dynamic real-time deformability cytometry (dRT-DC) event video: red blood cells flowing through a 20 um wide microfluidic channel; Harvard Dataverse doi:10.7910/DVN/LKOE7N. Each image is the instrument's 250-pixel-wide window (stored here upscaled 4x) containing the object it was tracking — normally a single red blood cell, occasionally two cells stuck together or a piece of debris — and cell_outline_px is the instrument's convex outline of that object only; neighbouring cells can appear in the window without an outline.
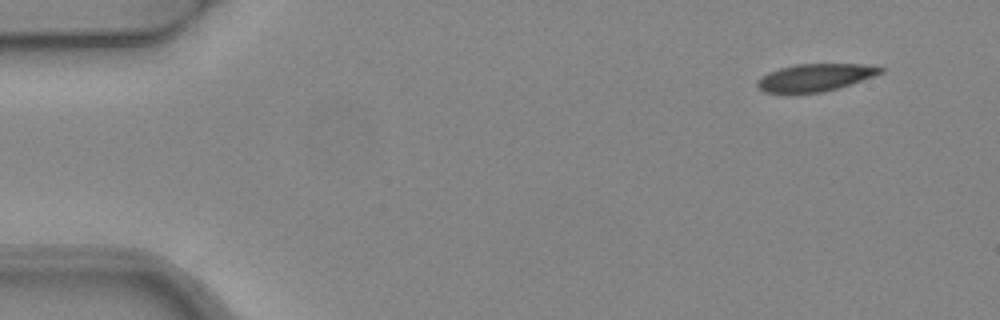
{"species": "common noctule bat (a hibernating species)", "species_latin": "Nyctalus noctula", "temperature_condition": "warm", "stored_images_in_passage": 5, "camera_frame_rate_fps": 3000, "um_per_image_px": 0.085, "animal": {"sex": "female", "body_mass_g": 24.6, "forearm_length_mm": 56.2}, "frame": {"image": 1, "passage_image": 1, "time_ms": 0.0, "image_size_px": [1000, 320], "cell_outline_px": [[884, 72], [852, 84], [840, 88], [824, 92], [792, 96], [788, 96], [764, 92], [756, 88], [756, 80], [760, 76], [768, 72], [780, 68], [796, 64], [864, 64], [884, 68]], "centroid_in_image_um": [69.19, 6.64], "position_along_channel_um": 15.8, "area_um2": 20.69}}
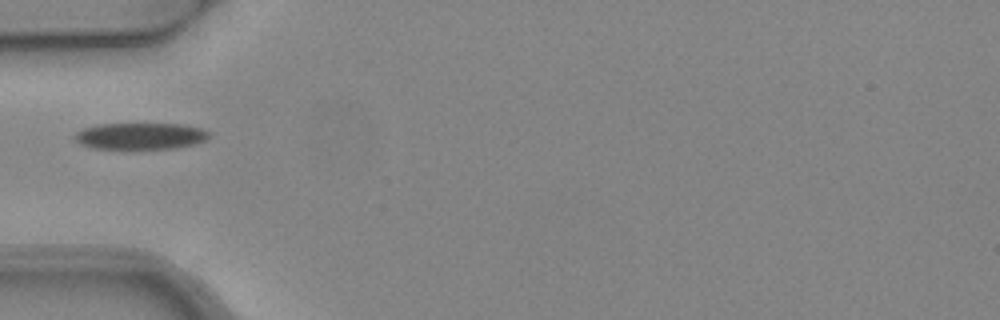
{"frame": {"image": 2, "passage_image": 4, "time_ms": 1.0, "image_size_px": [1000, 320], "cell_outline_px": [[212, 132], [204, 140], [192, 144], [176, 148], [92, 148], [80, 144], [72, 136], [76, 132], [84, 128], [96, 124], [180, 124], [200, 128]], "centroid_in_image_um": [11.89, 11.55], "position_along_channel_um": 73.1, "area_um2": 20.58}}
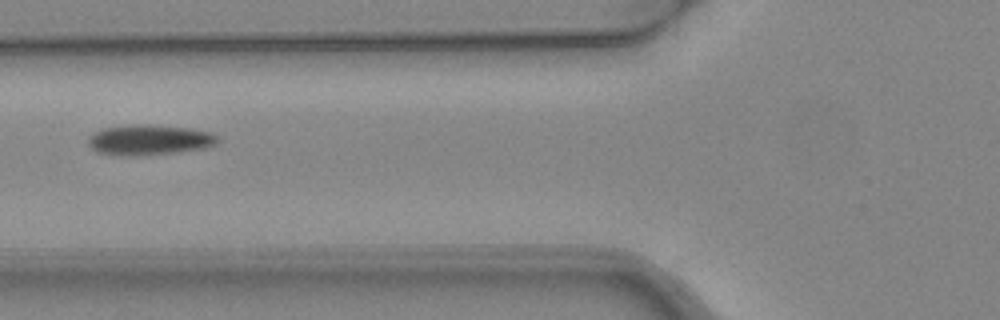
{"frame": {"image": 3, "passage_image": 5, "time_ms": 1.333, "image_size_px": [1000, 320], "cell_outline_px": [[220, 140], [216, 144], [204, 148], [180, 152], [136, 156], [120, 156], [96, 152], [88, 144], [88, 136], [92, 132], [100, 128], [136, 124], [148, 124], [192, 128], [212, 132]], "centroid_in_image_um": [12.67, 11.89], "position_along_channel_um": 113.1, "area_um2": 23.41}}